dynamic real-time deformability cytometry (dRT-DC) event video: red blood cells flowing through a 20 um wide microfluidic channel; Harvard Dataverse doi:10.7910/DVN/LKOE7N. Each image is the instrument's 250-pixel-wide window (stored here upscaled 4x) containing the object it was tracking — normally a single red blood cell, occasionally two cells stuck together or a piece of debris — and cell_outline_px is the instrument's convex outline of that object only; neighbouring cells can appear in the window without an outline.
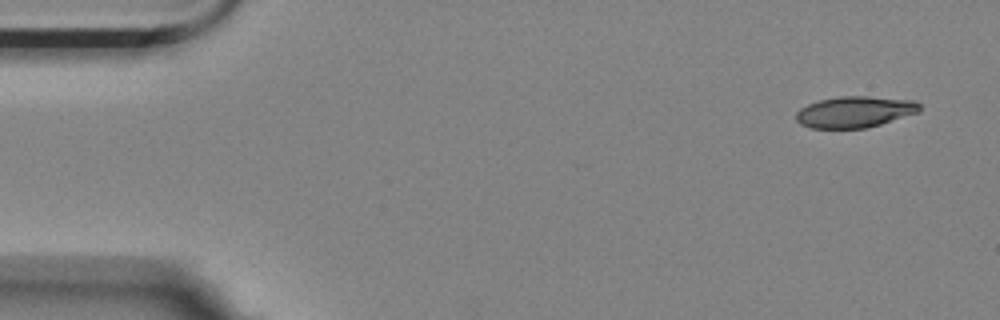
{"species": "Egyptian fruit bat (a non-hibernating species)", "species_latin": "Rousettus aegyptiacus", "temperature_condition": "room temperature", "stored_images_in_passage": 6, "camera_frame_rate_fps": 3000, "um_per_image_px": 0.085, "animal": {"sex": "female"}, "frame": {"image": 1, "passage_image": 1, "time_ms": 0.0, "image_size_px": [1000, 320], "cell_outline_px": [[920, 112], [868, 128], [812, 128], [800, 124], [796, 120], [796, 112], [800, 108], [808, 104], [820, 100], [840, 96], [864, 96], [916, 100], [920, 104]], "centroid_in_image_um": [72.68, 9.51], "position_along_channel_um": 12.3, "area_um2": 22.6}}
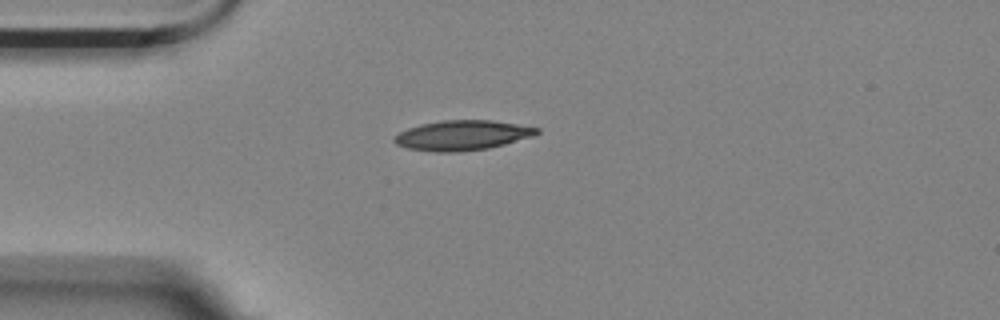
{"frame": {"image": 2, "passage_image": 4, "time_ms": 1.0, "image_size_px": [1000, 320], "cell_outline_px": [[540, 132], [532, 136], [504, 144], [488, 148], [456, 152], [436, 152], [408, 148], [396, 144], [392, 140], [400, 132], [408, 128], [420, 124], [444, 120], [492, 120], [540, 128]], "centroid_in_image_um": [39.28, 11.5], "position_along_channel_um": 45.7, "area_um2": 24.62}}
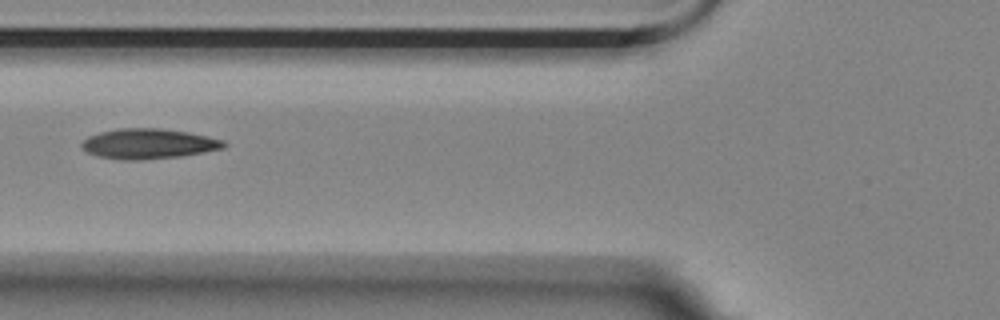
{"frame": {"image": 3, "passage_image": 6, "time_ms": 1.667, "image_size_px": [1000, 320], "cell_outline_px": [[228, 144], [224, 148], [204, 152], [180, 156], [140, 160], [120, 160], [100, 156], [88, 152], [80, 148], [80, 144], [88, 136], [100, 132], [120, 128], [160, 128], [188, 132], [208, 136], [224, 140]], "centroid_in_image_um": [12.63, 12.21], "position_along_channel_um": 113.2, "area_um2": 25.03}}